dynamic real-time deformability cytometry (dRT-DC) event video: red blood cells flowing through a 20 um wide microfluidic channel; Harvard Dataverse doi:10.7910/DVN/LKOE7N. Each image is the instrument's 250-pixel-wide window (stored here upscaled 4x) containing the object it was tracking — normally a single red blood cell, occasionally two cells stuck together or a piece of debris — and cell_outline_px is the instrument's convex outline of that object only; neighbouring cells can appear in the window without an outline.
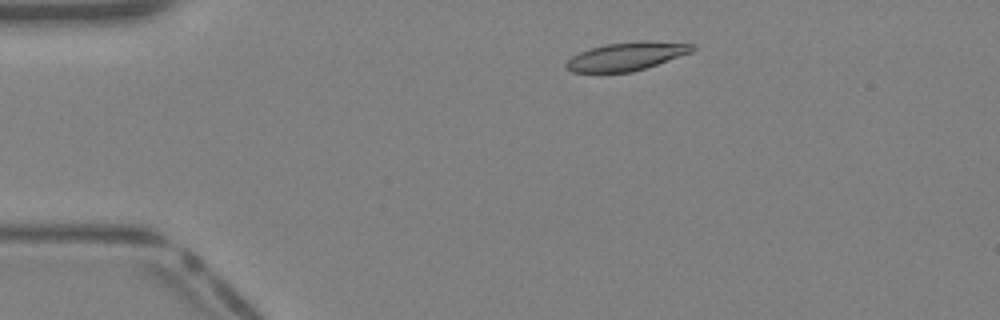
{"species": "Egyptian fruit bat (a non-hibernating species)", "species_latin": "Rousettus aegyptiacus", "temperature_condition": "warm", "stored_images_in_passage": 37, "camera_frame_rate_fps": 3000, "um_per_image_px": 0.085, "animal": {"sex": "female"}, "frame": {"image": 1, "passage_image": 5, "time_ms": 1.333, "image_size_px": [1000, 320], "cell_outline_px": [[696, 48], [692, 52], [632, 72], [572, 72], [564, 68], [564, 64], [572, 56], [580, 52], [592, 48], [608, 44], [640, 40], [648, 40], [696, 44]], "centroid_in_image_um": [53.27, 4.78], "position_along_channel_um": 31.7, "area_um2": 20.75}}
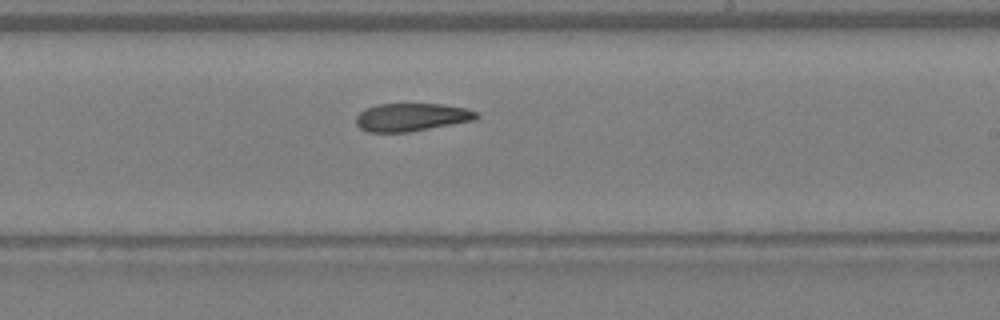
{"frame": {"image": 2, "passage_image": 21, "time_ms": 6.667, "image_size_px": [1000, 320], "cell_outline_px": [[480, 116], [476, 120], [408, 132], [368, 132], [360, 128], [356, 124], [356, 116], [364, 108], [376, 104], [444, 104], [464, 108], [476, 112]], "centroid_in_image_um": [34.96, 9.96], "position_along_channel_um": 254.0, "area_um2": 19.71}}
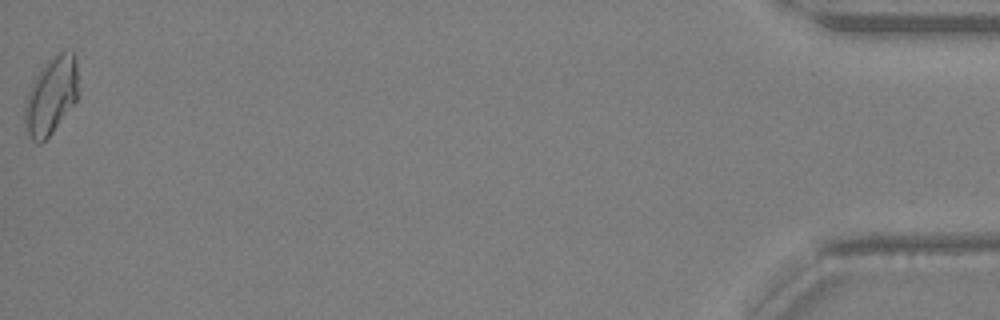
{"frame": {"image": 3, "passage_image": 37, "time_ms": 12.0, "image_size_px": [1000, 320], "cell_outline_px": [[80, 96], [52, 132], [40, 144], [32, 140], [28, 132], [24, 120], [24, 104], [28, 92], [36, 76], [44, 64], [56, 52], [72, 52], [76, 56], [80, 92]], "centroid_in_image_um": [4.39, 8.11], "position_along_channel_um": 430.8, "area_um2": 24.33}}